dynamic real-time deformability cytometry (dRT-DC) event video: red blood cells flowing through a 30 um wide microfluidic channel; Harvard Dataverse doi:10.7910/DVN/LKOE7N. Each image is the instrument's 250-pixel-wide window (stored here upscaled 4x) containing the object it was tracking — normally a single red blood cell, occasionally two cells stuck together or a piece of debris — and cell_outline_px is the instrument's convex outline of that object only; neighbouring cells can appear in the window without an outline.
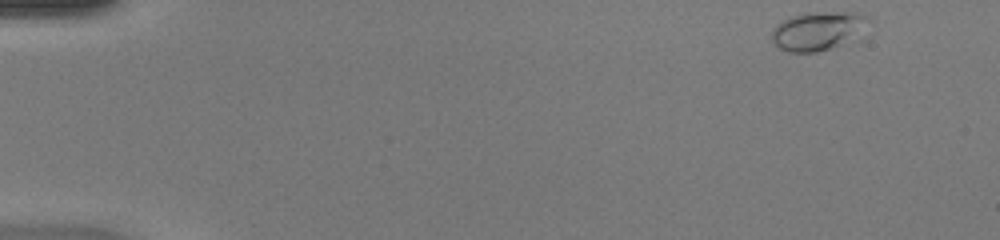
{"species": "common noctule bat (a hibernating species)", "species_latin": "Nyctalus noctula", "temperature_condition": "warm", "stored_images_in_passage": 46, "camera_frame_rate_fps": 3000, "um_per_image_px": 0.085, "animal": {"sex": "female", "body_mass_g": 20.0, "forearm_length_mm": 54.0}, "frame": {"image": 1, "passage_image": 1, "time_ms": 0.0, "image_size_px": [1000, 240], "cell_outline_px": [[868, 20], [848, 40], [840, 44], [816, 52], [788, 52], [780, 48], [772, 40], [772, 28], [776, 24], [792, 16], [808, 12], [852, 12], [864, 16]], "centroid_in_image_um": [69.38, 2.61], "position_along_channel_um": 15.6, "area_um2": 20.81}}
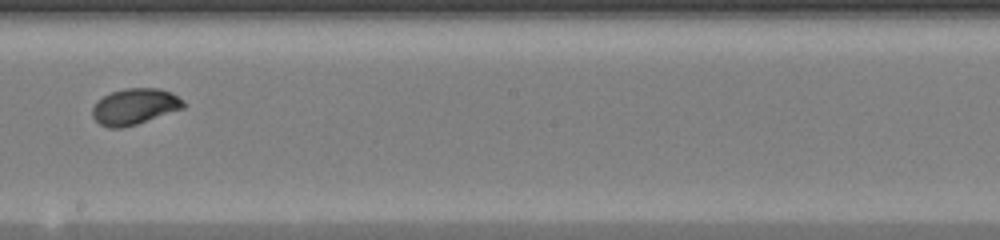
{"frame": {"image": 2, "passage_image": 26, "time_ms": 8.333, "image_size_px": [1000, 240], "cell_outline_px": [[188, 104], [184, 108], [124, 128], [108, 128], [100, 124], [92, 116], [92, 108], [104, 96], [112, 92], [124, 88], [160, 88], [172, 92], [184, 100]], "centroid_in_image_um": [11.49, 9.05], "position_along_channel_um": 236.7, "area_um2": 19.19}}
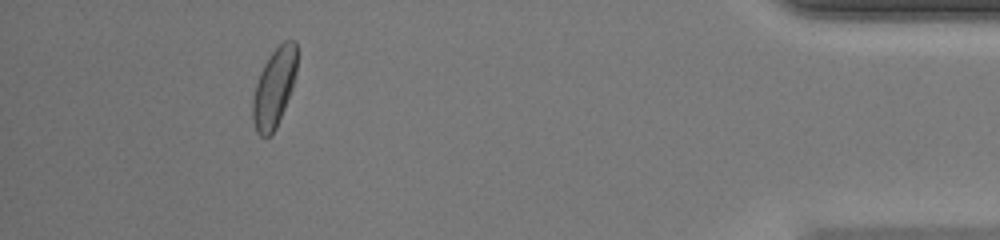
{"frame": {"image": 3, "passage_image": 42, "time_ms": 13.667, "image_size_px": [1000, 240], "cell_outline_px": [[296, 72], [292, 88], [276, 128], [268, 136], [260, 136], [256, 132], [252, 120], [252, 100], [256, 84], [260, 72], [264, 64], [272, 52], [284, 40], [296, 40]], "centroid_in_image_um": [23.29, 7.46], "position_along_channel_um": 411.9, "area_um2": 20.11}, "authors_computed_cell_mechanics": {"area_um2": 19.2185, "velocity_mm_per_s": 4.2809, "shape_relaxation_time_tau1_ms": 2.6219, "shape_relaxation_time_tau2_ms": null, "deformation_change_tau1": 0.1047, "deformation_change_tau2": null}}